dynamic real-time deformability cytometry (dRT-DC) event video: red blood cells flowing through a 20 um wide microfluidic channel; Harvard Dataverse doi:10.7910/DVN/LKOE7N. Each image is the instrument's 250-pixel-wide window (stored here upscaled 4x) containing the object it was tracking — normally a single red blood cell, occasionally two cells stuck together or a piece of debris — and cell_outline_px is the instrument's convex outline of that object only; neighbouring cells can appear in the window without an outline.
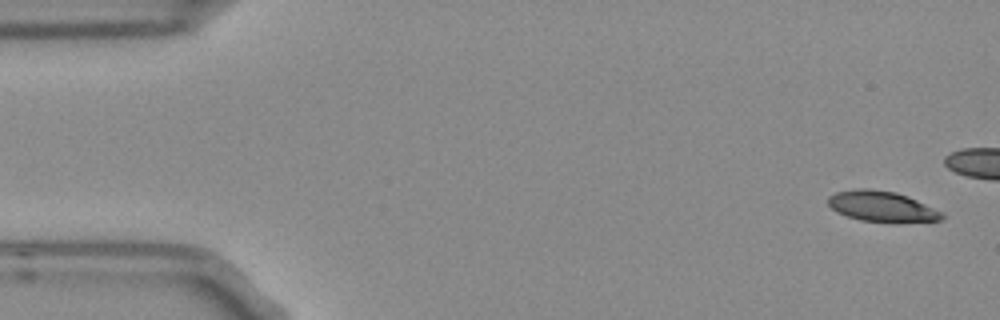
{"species": "Egyptian fruit bat (a non-hibernating species)", "species_latin": "Rousettus aegyptiacus", "temperature_condition": "room temperature", "stored_images_in_passage": 9, "camera_frame_rate_fps": 3000, "um_per_image_px": 0.085, "frame": {"image": 1, "passage_image": 1, "time_ms": 0.0, "image_size_px": [1000, 320], "cell_outline_px": [[944, 216], [940, 220], [860, 220], [836, 212], [828, 204], [828, 196], [836, 192], [856, 188], [872, 188], [896, 192], [908, 196], [940, 212]], "centroid_in_image_um": [74.84, 17.48], "position_along_channel_um": 10.2, "area_um2": 19.42}}